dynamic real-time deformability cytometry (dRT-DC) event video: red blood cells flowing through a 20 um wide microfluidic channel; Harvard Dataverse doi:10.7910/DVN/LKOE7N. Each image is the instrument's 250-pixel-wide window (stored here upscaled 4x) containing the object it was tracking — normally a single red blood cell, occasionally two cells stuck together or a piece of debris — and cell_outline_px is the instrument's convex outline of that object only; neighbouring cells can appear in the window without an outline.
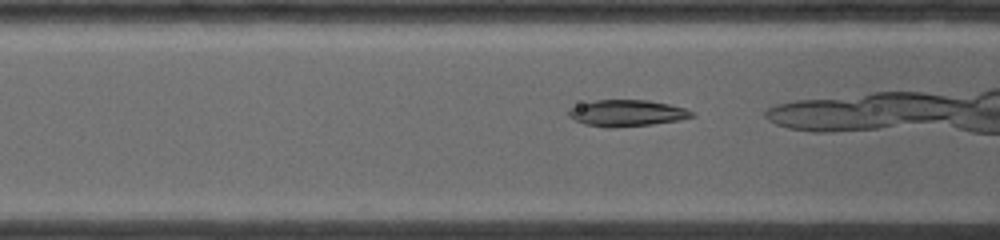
{"species": "common noctule bat (a hibernating species)", "species_latin": "Nyctalus noctula", "temperature_condition": "warm", "stored_images_in_passage": 44, "camera_frame_rate_fps": 4500, "um_per_image_px": 0.085, "animal": {"sex": "female", "body_mass_g": 19.0, "forearm_length_mm": 53.3}, "frame": {"image": 1, "passage_image": 8, "time_ms": 1.556, "image_size_px": [1000, 240], "cell_outline_px": [[696, 116], [680, 120], [652, 124], [608, 128], [584, 124], [568, 116], [568, 108], [580, 104], [596, 100], [648, 100], [668, 104], [684, 108], [692, 112]], "centroid_in_image_um": [53.27, 9.61], "position_along_channel_um": 113.3, "area_um2": 18.9}}
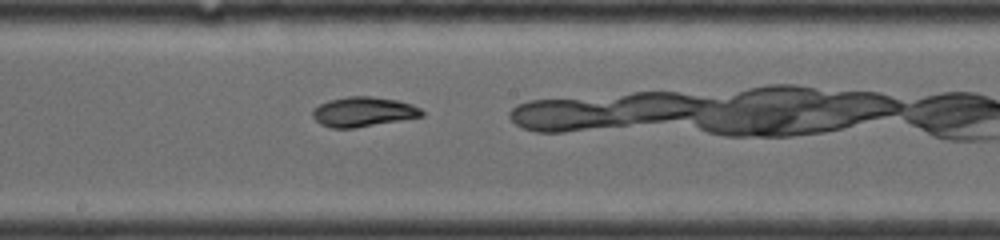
{"frame": {"image": 2, "passage_image": 20, "time_ms": 4.222, "image_size_px": [1000, 240], "cell_outline_px": [[424, 116], [352, 128], [332, 128], [320, 124], [312, 116], [312, 112], [320, 104], [328, 100], [348, 96], [372, 96], [396, 100], [412, 104], [420, 108], [424, 112]], "centroid_in_image_um": [30.88, 9.49], "position_along_channel_um": 217.3, "area_um2": 18.79}}
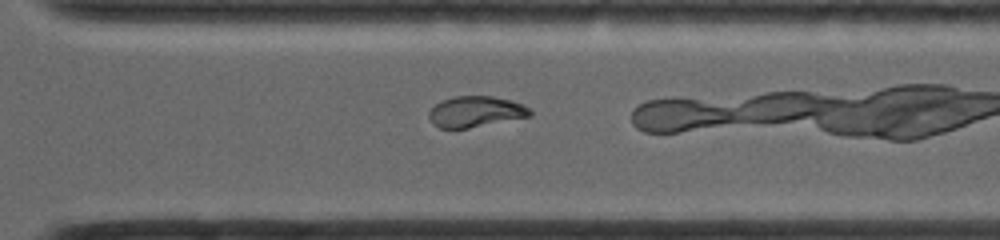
{"frame": {"image": 3, "passage_image": 33, "time_ms": 7.111, "image_size_px": [1000, 240], "cell_outline_px": [[532, 116], [468, 128], [440, 128], [432, 124], [428, 116], [428, 112], [440, 100], [456, 96], [492, 96], [508, 100], [520, 104], [528, 108], [532, 112]], "centroid_in_image_um": [40.38, 9.5], "position_along_channel_um": 330.2, "area_um2": 18.09}}